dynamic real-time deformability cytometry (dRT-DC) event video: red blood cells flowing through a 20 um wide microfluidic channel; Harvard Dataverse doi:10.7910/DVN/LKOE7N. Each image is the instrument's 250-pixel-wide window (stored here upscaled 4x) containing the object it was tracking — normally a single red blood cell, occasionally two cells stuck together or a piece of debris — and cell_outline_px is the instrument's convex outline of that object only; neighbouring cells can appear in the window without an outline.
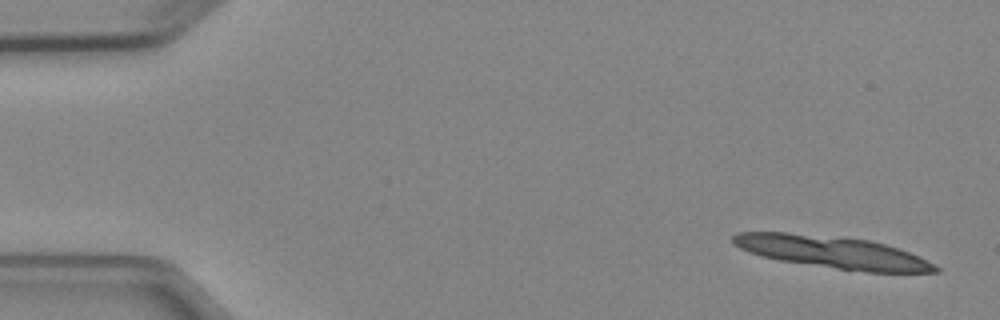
{"species": "Egyptian fruit bat (a non-hibernating species)", "species_latin": "Rousettus aegyptiacus", "temperature_condition": "cold", "stored_images_in_passage": 7, "camera_frame_rate_fps": 3000, "um_per_image_px": 0.085, "animal": {"sex": "female"}, "frame": {"image": 1, "passage_image": 1, "time_ms": 0.0, "image_size_px": [1000, 320], "cell_outline_px": [[940, 272], [868, 272], [836, 268], [780, 260], [764, 256], [740, 248], [732, 244], [732, 236], [736, 232], [788, 232], [868, 240], [884, 244], [908, 252], [936, 264], [940, 268]], "centroid_in_image_um": [70.76, 21.43], "position_along_channel_um": 14.2, "area_um2": 37.28}}
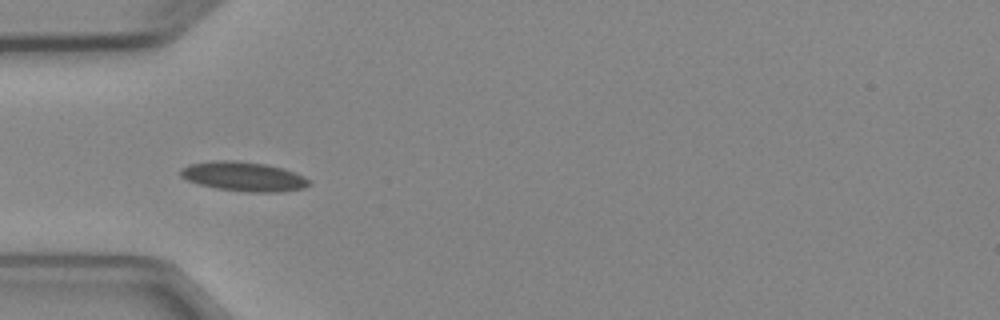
{"frame": {"image": 2, "passage_image": 4, "time_ms": 4.667, "image_size_px": [1000, 320], "cell_outline_px": [[312, 184], [304, 188], [280, 192], [248, 192], [216, 188], [200, 184], [188, 180], [180, 176], [180, 168], [192, 164], [212, 160], [236, 160], [264, 164], [284, 168], [304, 176]], "centroid_in_image_um": [20.72, 15.0], "position_along_channel_um": 64.3, "area_um2": 22.02}}